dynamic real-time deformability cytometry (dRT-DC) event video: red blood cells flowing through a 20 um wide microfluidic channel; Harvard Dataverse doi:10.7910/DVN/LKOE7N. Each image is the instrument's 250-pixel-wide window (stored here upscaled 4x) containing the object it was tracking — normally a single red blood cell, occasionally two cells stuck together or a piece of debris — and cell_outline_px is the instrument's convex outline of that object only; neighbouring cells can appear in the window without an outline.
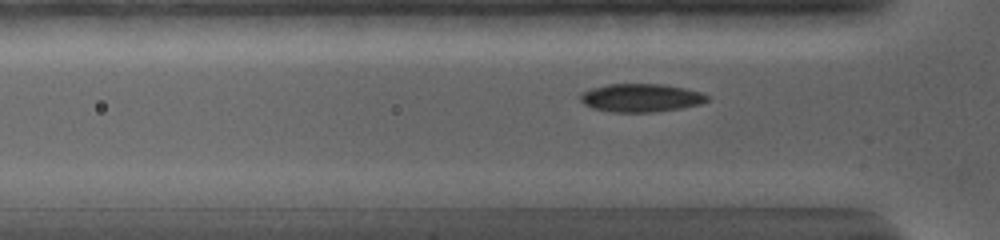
{"species": "common noctule bat (a hibernating species)", "species_latin": "Nyctalus noctula", "temperature_condition": "warm", "stored_images_in_passage": 43, "camera_frame_rate_fps": 5000, "um_per_image_px": 0.085, "animal": {"sex": "female", "body_mass_g": 19.0, "forearm_length_mm": 56.7}, "frame": {"image": 1, "passage_image": 12, "time_ms": 3.8, "image_size_px": [1000, 240], "cell_outline_px": [[708, 100], [700, 104], [680, 108], [652, 112], [612, 112], [592, 108], [584, 104], [580, 100], [580, 92], [592, 88], [608, 84], [664, 84], [684, 88], [700, 92], [708, 96]], "centroid_in_image_um": [54.44, 8.31], "position_along_channel_um": 71.4, "area_um2": 20.81}}
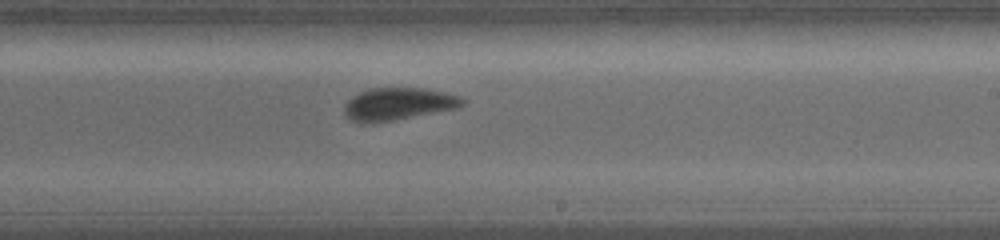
{"frame": {"image": 2, "passage_image": 26, "time_ms": 8.8, "image_size_px": [1000, 240], "cell_outline_px": [[464, 104], [456, 108], [392, 120], [352, 120], [344, 112], [344, 104], [352, 96], [360, 92], [372, 88], [420, 88], [444, 92], [460, 96], [464, 100]], "centroid_in_image_um": [33.88, 8.79], "position_along_channel_um": 255.1, "area_um2": 21.39}}
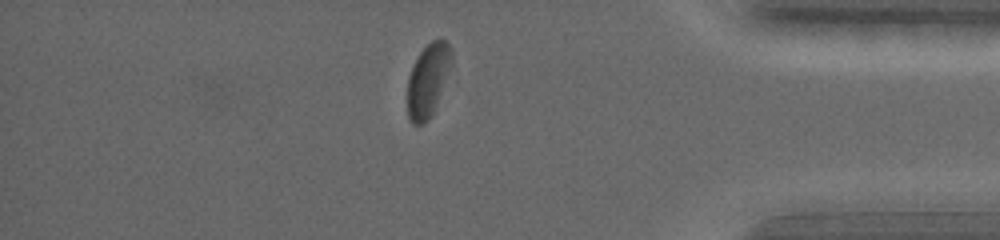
{"frame": {"image": 3, "passage_image": 39, "time_ms": 13.4, "image_size_px": [1000, 240], "cell_outline_px": [[452, 60], [432, 116], [424, 124], [412, 124], [408, 116], [408, 76], [412, 64], [420, 52], [432, 40], [444, 40], [448, 44], [452, 52]], "centroid_in_image_um": [36.35, 6.82], "position_along_channel_um": 398.9, "area_um2": 18.44}, "authors_computed_cell_mechanics": {"area_um2": 21.5594, "velocity_mm_per_s": 3.6822, "shape_relaxation_time_tau1_ms": 3.1696, "shape_relaxation_time_tau2_ms": 2.4093, "deformation_change_tau1": 0.0772, "deformation_change_tau2": 0.0596}}